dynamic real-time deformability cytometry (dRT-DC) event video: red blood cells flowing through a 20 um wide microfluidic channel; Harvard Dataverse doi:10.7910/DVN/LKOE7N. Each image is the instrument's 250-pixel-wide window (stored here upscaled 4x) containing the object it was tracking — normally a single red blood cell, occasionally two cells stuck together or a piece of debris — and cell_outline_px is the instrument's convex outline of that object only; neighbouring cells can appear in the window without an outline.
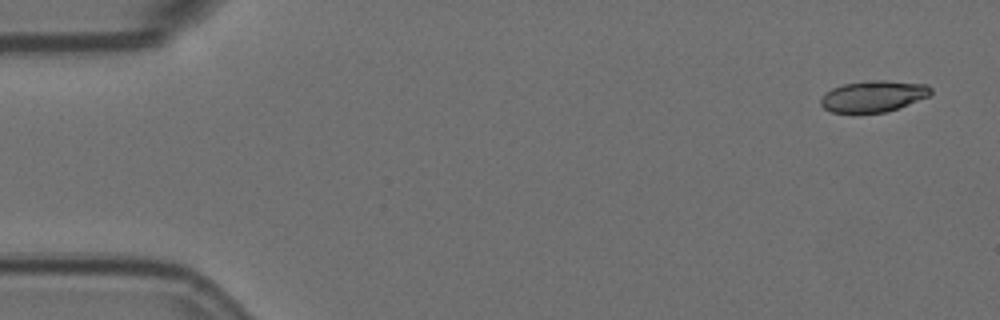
{"species": "Egyptian fruit bat (a non-hibernating species)", "species_latin": "Rousettus aegyptiacus", "temperature_condition": "room temperature", "stored_images_in_passage": 6, "segment_of_instrument_passage": [1, 2], "camera_frame_rate_fps": 3000, "um_per_image_px": 0.085, "animal": {"sex": "female"}, "frame": {"image": 1, "passage_image": 1, "time_ms": 0.0, "image_size_px": [1000, 320], "cell_outline_px": [[932, 92], [928, 96], [896, 108], [884, 112], [852, 116], [832, 112], [824, 108], [820, 104], [820, 100], [832, 88], [844, 84], [876, 80], [884, 80], [928, 84], [932, 88]], "centroid_in_image_um": [74.2, 8.22], "position_along_channel_um": 10.8, "area_um2": 20.35}}
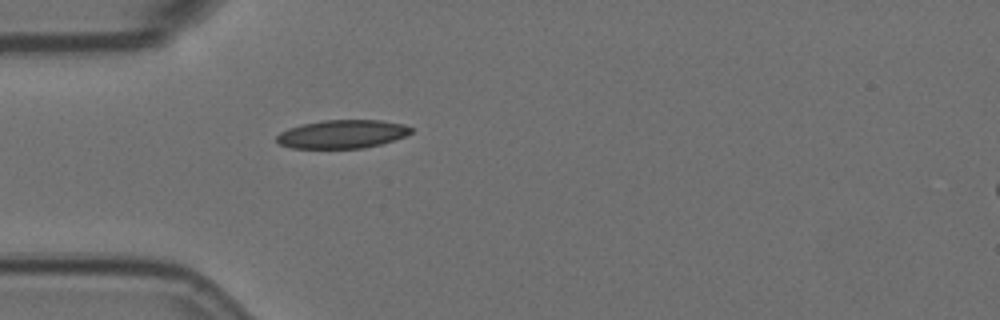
{"frame": {"image": 2, "passage_image": 5, "time_ms": 1.333, "image_size_px": [1000, 320], "cell_outline_px": [[412, 132], [404, 136], [380, 144], [364, 148], [292, 148], [280, 144], [276, 140], [276, 136], [280, 132], [288, 128], [304, 124], [324, 120], [380, 120], [404, 124], [412, 128]], "centroid_in_image_um": [29.08, 11.4], "position_along_channel_um": 55.9, "area_um2": 22.08}}